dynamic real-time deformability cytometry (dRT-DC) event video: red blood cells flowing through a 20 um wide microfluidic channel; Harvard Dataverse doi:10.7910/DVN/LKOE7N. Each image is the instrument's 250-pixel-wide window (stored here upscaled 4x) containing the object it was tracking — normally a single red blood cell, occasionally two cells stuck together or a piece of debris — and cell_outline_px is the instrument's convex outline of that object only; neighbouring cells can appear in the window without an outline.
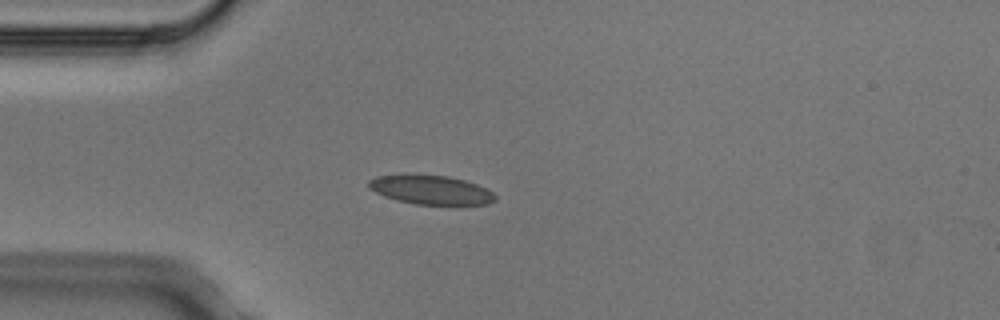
{"species": "Egyptian fruit bat (a non-hibernating species)", "species_latin": "Rousettus aegyptiacus", "temperature_condition": "cold", "stored_images_in_passage": 2, "camera_frame_rate_fps": 3000, "um_per_image_px": 0.085, "animal": {"sex": "male"}, "frame": {"image": 1, "passage_image": 1, "time_ms": 0.0, "image_size_px": [1000, 320], "cell_outline_px": [[496, 200], [488, 204], [416, 204], [396, 200], [384, 196], [368, 188], [368, 180], [376, 176], [408, 172], [412, 172], [448, 176], [464, 180], [476, 184], [492, 192], [496, 196]], "centroid_in_image_um": [36.55, 16.09], "position_along_channel_um": 48.5, "area_um2": 21.91}}